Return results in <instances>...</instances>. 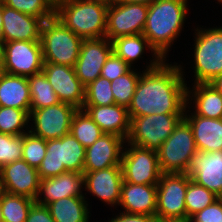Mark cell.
<instances>
[{"mask_svg":"<svg viewBox=\"0 0 222 222\" xmlns=\"http://www.w3.org/2000/svg\"><path fill=\"white\" fill-rule=\"evenodd\" d=\"M115 104L111 90V81L99 76L85 87V102L83 106H105Z\"/></svg>","mask_w":222,"mask_h":222,"instance_id":"d590c367","label":"cell"},{"mask_svg":"<svg viewBox=\"0 0 222 222\" xmlns=\"http://www.w3.org/2000/svg\"><path fill=\"white\" fill-rule=\"evenodd\" d=\"M132 68L114 52L110 54L101 70V77L109 81L128 73Z\"/></svg>","mask_w":222,"mask_h":222,"instance_id":"f35d334b","label":"cell"},{"mask_svg":"<svg viewBox=\"0 0 222 222\" xmlns=\"http://www.w3.org/2000/svg\"><path fill=\"white\" fill-rule=\"evenodd\" d=\"M42 72L62 103L82 109L85 102V86L76 76L74 67L44 62Z\"/></svg>","mask_w":222,"mask_h":222,"instance_id":"5bb4252c","label":"cell"},{"mask_svg":"<svg viewBox=\"0 0 222 222\" xmlns=\"http://www.w3.org/2000/svg\"><path fill=\"white\" fill-rule=\"evenodd\" d=\"M155 0H111V3H144V4H151Z\"/></svg>","mask_w":222,"mask_h":222,"instance_id":"ee69618b","label":"cell"},{"mask_svg":"<svg viewBox=\"0 0 222 222\" xmlns=\"http://www.w3.org/2000/svg\"><path fill=\"white\" fill-rule=\"evenodd\" d=\"M3 43L10 41H40L44 21L2 4Z\"/></svg>","mask_w":222,"mask_h":222,"instance_id":"ffe728a7","label":"cell"},{"mask_svg":"<svg viewBox=\"0 0 222 222\" xmlns=\"http://www.w3.org/2000/svg\"><path fill=\"white\" fill-rule=\"evenodd\" d=\"M2 44L0 43V60H1Z\"/></svg>","mask_w":222,"mask_h":222,"instance_id":"c3c4849f","label":"cell"},{"mask_svg":"<svg viewBox=\"0 0 222 222\" xmlns=\"http://www.w3.org/2000/svg\"><path fill=\"white\" fill-rule=\"evenodd\" d=\"M26 222H55V220L47 206L35 202L29 210Z\"/></svg>","mask_w":222,"mask_h":222,"instance_id":"60d3db41","label":"cell"},{"mask_svg":"<svg viewBox=\"0 0 222 222\" xmlns=\"http://www.w3.org/2000/svg\"><path fill=\"white\" fill-rule=\"evenodd\" d=\"M86 196L65 197L47 205L55 222H90L89 202Z\"/></svg>","mask_w":222,"mask_h":222,"instance_id":"4316f807","label":"cell"},{"mask_svg":"<svg viewBox=\"0 0 222 222\" xmlns=\"http://www.w3.org/2000/svg\"><path fill=\"white\" fill-rule=\"evenodd\" d=\"M187 174L197 184L222 198V150L198 151L191 161Z\"/></svg>","mask_w":222,"mask_h":222,"instance_id":"d6986e66","label":"cell"},{"mask_svg":"<svg viewBox=\"0 0 222 222\" xmlns=\"http://www.w3.org/2000/svg\"><path fill=\"white\" fill-rule=\"evenodd\" d=\"M121 167L123 181L133 184L157 185L162 175L157 151L125 143Z\"/></svg>","mask_w":222,"mask_h":222,"instance_id":"8fae6325","label":"cell"},{"mask_svg":"<svg viewBox=\"0 0 222 222\" xmlns=\"http://www.w3.org/2000/svg\"><path fill=\"white\" fill-rule=\"evenodd\" d=\"M193 103V106L191 105ZM187 107L198 116L211 119L222 118V94L210 83L187 85ZM191 107V108H190ZM194 109H193V108Z\"/></svg>","mask_w":222,"mask_h":222,"instance_id":"d4e9b609","label":"cell"},{"mask_svg":"<svg viewBox=\"0 0 222 222\" xmlns=\"http://www.w3.org/2000/svg\"><path fill=\"white\" fill-rule=\"evenodd\" d=\"M217 4H219V5L222 4V0H217Z\"/></svg>","mask_w":222,"mask_h":222,"instance_id":"681fc988","label":"cell"},{"mask_svg":"<svg viewBox=\"0 0 222 222\" xmlns=\"http://www.w3.org/2000/svg\"><path fill=\"white\" fill-rule=\"evenodd\" d=\"M23 134L10 135L0 133V169L22 159Z\"/></svg>","mask_w":222,"mask_h":222,"instance_id":"74e56055","label":"cell"},{"mask_svg":"<svg viewBox=\"0 0 222 222\" xmlns=\"http://www.w3.org/2000/svg\"><path fill=\"white\" fill-rule=\"evenodd\" d=\"M86 148L71 134L47 141L46 154L38 167L41 179L65 172L83 173Z\"/></svg>","mask_w":222,"mask_h":222,"instance_id":"5b68a950","label":"cell"},{"mask_svg":"<svg viewBox=\"0 0 222 222\" xmlns=\"http://www.w3.org/2000/svg\"><path fill=\"white\" fill-rule=\"evenodd\" d=\"M111 42L113 52L131 68H135V63L140 58H143L142 55L146 50L147 52L151 51L153 55H159L143 34L121 36L113 39Z\"/></svg>","mask_w":222,"mask_h":222,"instance_id":"83f0119b","label":"cell"},{"mask_svg":"<svg viewBox=\"0 0 222 222\" xmlns=\"http://www.w3.org/2000/svg\"><path fill=\"white\" fill-rule=\"evenodd\" d=\"M193 31V62L191 69L194 82L209 83L216 76L222 75V25L203 28L196 24ZM194 64V65H193Z\"/></svg>","mask_w":222,"mask_h":222,"instance_id":"277c9868","label":"cell"},{"mask_svg":"<svg viewBox=\"0 0 222 222\" xmlns=\"http://www.w3.org/2000/svg\"><path fill=\"white\" fill-rule=\"evenodd\" d=\"M183 118L192 129L198 151L215 152L222 150V118L211 119L195 115L187 106Z\"/></svg>","mask_w":222,"mask_h":222,"instance_id":"cb8c5ba5","label":"cell"},{"mask_svg":"<svg viewBox=\"0 0 222 222\" xmlns=\"http://www.w3.org/2000/svg\"><path fill=\"white\" fill-rule=\"evenodd\" d=\"M198 149L189 123L182 118L157 150L162 173H187Z\"/></svg>","mask_w":222,"mask_h":222,"instance_id":"52a82bcc","label":"cell"},{"mask_svg":"<svg viewBox=\"0 0 222 222\" xmlns=\"http://www.w3.org/2000/svg\"><path fill=\"white\" fill-rule=\"evenodd\" d=\"M184 114H153L130 118L127 143L157 151Z\"/></svg>","mask_w":222,"mask_h":222,"instance_id":"9c48e42d","label":"cell"},{"mask_svg":"<svg viewBox=\"0 0 222 222\" xmlns=\"http://www.w3.org/2000/svg\"><path fill=\"white\" fill-rule=\"evenodd\" d=\"M30 102L27 77L0 71V106L26 110L30 114Z\"/></svg>","mask_w":222,"mask_h":222,"instance_id":"484cf974","label":"cell"},{"mask_svg":"<svg viewBox=\"0 0 222 222\" xmlns=\"http://www.w3.org/2000/svg\"><path fill=\"white\" fill-rule=\"evenodd\" d=\"M141 71L132 102L130 118L153 114H184L187 106V80L184 66L168 63L152 55ZM183 66V67H182Z\"/></svg>","mask_w":222,"mask_h":222,"instance_id":"6da1fadb","label":"cell"},{"mask_svg":"<svg viewBox=\"0 0 222 222\" xmlns=\"http://www.w3.org/2000/svg\"><path fill=\"white\" fill-rule=\"evenodd\" d=\"M119 206L125 213L156 216L157 185L123 181Z\"/></svg>","mask_w":222,"mask_h":222,"instance_id":"7402d4cb","label":"cell"},{"mask_svg":"<svg viewBox=\"0 0 222 222\" xmlns=\"http://www.w3.org/2000/svg\"><path fill=\"white\" fill-rule=\"evenodd\" d=\"M148 5L144 3H109L105 37L142 34L146 24Z\"/></svg>","mask_w":222,"mask_h":222,"instance_id":"4fadbf2b","label":"cell"},{"mask_svg":"<svg viewBox=\"0 0 222 222\" xmlns=\"http://www.w3.org/2000/svg\"><path fill=\"white\" fill-rule=\"evenodd\" d=\"M188 222H222V198L196 212Z\"/></svg>","mask_w":222,"mask_h":222,"instance_id":"ab89813d","label":"cell"},{"mask_svg":"<svg viewBox=\"0 0 222 222\" xmlns=\"http://www.w3.org/2000/svg\"><path fill=\"white\" fill-rule=\"evenodd\" d=\"M84 190L102 203L117 207L121 197L123 173L121 165L97 171H83Z\"/></svg>","mask_w":222,"mask_h":222,"instance_id":"2e32d148","label":"cell"},{"mask_svg":"<svg viewBox=\"0 0 222 222\" xmlns=\"http://www.w3.org/2000/svg\"><path fill=\"white\" fill-rule=\"evenodd\" d=\"M70 133L85 147L91 146L104 132L83 109H77L71 120Z\"/></svg>","mask_w":222,"mask_h":222,"instance_id":"f546056e","label":"cell"},{"mask_svg":"<svg viewBox=\"0 0 222 222\" xmlns=\"http://www.w3.org/2000/svg\"><path fill=\"white\" fill-rule=\"evenodd\" d=\"M40 41L44 62L74 67L83 39L54 16L44 21Z\"/></svg>","mask_w":222,"mask_h":222,"instance_id":"8992f818","label":"cell"},{"mask_svg":"<svg viewBox=\"0 0 222 222\" xmlns=\"http://www.w3.org/2000/svg\"><path fill=\"white\" fill-rule=\"evenodd\" d=\"M47 141L33 135L30 131L23 134L22 159L38 169L46 154Z\"/></svg>","mask_w":222,"mask_h":222,"instance_id":"8d00e7d4","label":"cell"},{"mask_svg":"<svg viewBox=\"0 0 222 222\" xmlns=\"http://www.w3.org/2000/svg\"><path fill=\"white\" fill-rule=\"evenodd\" d=\"M2 4L19 12L41 18L43 21L55 16L56 0H0Z\"/></svg>","mask_w":222,"mask_h":222,"instance_id":"e575fe53","label":"cell"},{"mask_svg":"<svg viewBox=\"0 0 222 222\" xmlns=\"http://www.w3.org/2000/svg\"><path fill=\"white\" fill-rule=\"evenodd\" d=\"M188 3V0H155L148 5L142 34L164 60L184 29L189 16Z\"/></svg>","mask_w":222,"mask_h":222,"instance_id":"7a4b0ae2","label":"cell"},{"mask_svg":"<svg viewBox=\"0 0 222 222\" xmlns=\"http://www.w3.org/2000/svg\"><path fill=\"white\" fill-rule=\"evenodd\" d=\"M140 75L138 69L132 68L128 73L111 81L115 104L126 108L130 106Z\"/></svg>","mask_w":222,"mask_h":222,"instance_id":"836d02e7","label":"cell"},{"mask_svg":"<svg viewBox=\"0 0 222 222\" xmlns=\"http://www.w3.org/2000/svg\"><path fill=\"white\" fill-rule=\"evenodd\" d=\"M3 193H4V187H3V182L1 180V174H0V199L3 195Z\"/></svg>","mask_w":222,"mask_h":222,"instance_id":"bcb514c9","label":"cell"},{"mask_svg":"<svg viewBox=\"0 0 222 222\" xmlns=\"http://www.w3.org/2000/svg\"><path fill=\"white\" fill-rule=\"evenodd\" d=\"M0 222H3V216H2L1 206H0Z\"/></svg>","mask_w":222,"mask_h":222,"instance_id":"7dc6e473","label":"cell"},{"mask_svg":"<svg viewBox=\"0 0 222 222\" xmlns=\"http://www.w3.org/2000/svg\"><path fill=\"white\" fill-rule=\"evenodd\" d=\"M76 111L74 106L62 102L32 110L29 131L46 141L61 138L70 133L71 120Z\"/></svg>","mask_w":222,"mask_h":222,"instance_id":"7c38bea8","label":"cell"},{"mask_svg":"<svg viewBox=\"0 0 222 222\" xmlns=\"http://www.w3.org/2000/svg\"><path fill=\"white\" fill-rule=\"evenodd\" d=\"M218 92L222 94V75L216 76L209 82Z\"/></svg>","mask_w":222,"mask_h":222,"instance_id":"7bdbcfd3","label":"cell"},{"mask_svg":"<svg viewBox=\"0 0 222 222\" xmlns=\"http://www.w3.org/2000/svg\"><path fill=\"white\" fill-rule=\"evenodd\" d=\"M30 114L26 110L0 106V133L21 135L29 132Z\"/></svg>","mask_w":222,"mask_h":222,"instance_id":"1f68e13d","label":"cell"},{"mask_svg":"<svg viewBox=\"0 0 222 222\" xmlns=\"http://www.w3.org/2000/svg\"><path fill=\"white\" fill-rule=\"evenodd\" d=\"M0 174L4 192L36 200L40 186L37 168L21 159L3 166Z\"/></svg>","mask_w":222,"mask_h":222,"instance_id":"e0dca14e","label":"cell"},{"mask_svg":"<svg viewBox=\"0 0 222 222\" xmlns=\"http://www.w3.org/2000/svg\"><path fill=\"white\" fill-rule=\"evenodd\" d=\"M35 200L4 192L0 199L3 222H26Z\"/></svg>","mask_w":222,"mask_h":222,"instance_id":"4dcf8cb0","label":"cell"},{"mask_svg":"<svg viewBox=\"0 0 222 222\" xmlns=\"http://www.w3.org/2000/svg\"><path fill=\"white\" fill-rule=\"evenodd\" d=\"M219 198L215 193L190 178L185 195L187 222L192 215L213 204Z\"/></svg>","mask_w":222,"mask_h":222,"instance_id":"d6a6232c","label":"cell"},{"mask_svg":"<svg viewBox=\"0 0 222 222\" xmlns=\"http://www.w3.org/2000/svg\"><path fill=\"white\" fill-rule=\"evenodd\" d=\"M108 6L104 0H56L55 16L82 39L103 38Z\"/></svg>","mask_w":222,"mask_h":222,"instance_id":"3957f363","label":"cell"},{"mask_svg":"<svg viewBox=\"0 0 222 222\" xmlns=\"http://www.w3.org/2000/svg\"><path fill=\"white\" fill-rule=\"evenodd\" d=\"M118 213L109 219L108 222H159L156 216L130 214L122 212L121 209Z\"/></svg>","mask_w":222,"mask_h":222,"instance_id":"b9f144b4","label":"cell"},{"mask_svg":"<svg viewBox=\"0 0 222 222\" xmlns=\"http://www.w3.org/2000/svg\"><path fill=\"white\" fill-rule=\"evenodd\" d=\"M82 191H84L83 173L68 171L55 177L41 179L35 202L47 206L65 197L86 196Z\"/></svg>","mask_w":222,"mask_h":222,"instance_id":"44dd1931","label":"cell"},{"mask_svg":"<svg viewBox=\"0 0 222 222\" xmlns=\"http://www.w3.org/2000/svg\"><path fill=\"white\" fill-rule=\"evenodd\" d=\"M82 109L105 134H114L125 140L130 132L128 108L118 104L105 106H83Z\"/></svg>","mask_w":222,"mask_h":222,"instance_id":"603a6c76","label":"cell"},{"mask_svg":"<svg viewBox=\"0 0 222 222\" xmlns=\"http://www.w3.org/2000/svg\"><path fill=\"white\" fill-rule=\"evenodd\" d=\"M27 80L31 97L30 112L61 102L43 72L27 77Z\"/></svg>","mask_w":222,"mask_h":222,"instance_id":"f1b7e54d","label":"cell"},{"mask_svg":"<svg viewBox=\"0 0 222 222\" xmlns=\"http://www.w3.org/2000/svg\"><path fill=\"white\" fill-rule=\"evenodd\" d=\"M41 41H10L2 43L0 71L30 77L42 72Z\"/></svg>","mask_w":222,"mask_h":222,"instance_id":"30bf717a","label":"cell"},{"mask_svg":"<svg viewBox=\"0 0 222 222\" xmlns=\"http://www.w3.org/2000/svg\"><path fill=\"white\" fill-rule=\"evenodd\" d=\"M187 173H162L157 184L156 217L159 222H187Z\"/></svg>","mask_w":222,"mask_h":222,"instance_id":"ba28073f","label":"cell"},{"mask_svg":"<svg viewBox=\"0 0 222 222\" xmlns=\"http://www.w3.org/2000/svg\"><path fill=\"white\" fill-rule=\"evenodd\" d=\"M0 43H3L2 2L0 1Z\"/></svg>","mask_w":222,"mask_h":222,"instance_id":"f6af8a7d","label":"cell"},{"mask_svg":"<svg viewBox=\"0 0 222 222\" xmlns=\"http://www.w3.org/2000/svg\"><path fill=\"white\" fill-rule=\"evenodd\" d=\"M112 52V42L106 37L83 39L74 69L85 87L101 75L102 67Z\"/></svg>","mask_w":222,"mask_h":222,"instance_id":"9a60e30c","label":"cell"},{"mask_svg":"<svg viewBox=\"0 0 222 222\" xmlns=\"http://www.w3.org/2000/svg\"><path fill=\"white\" fill-rule=\"evenodd\" d=\"M126 140L114 134H103L86 148L83 171H97L121 165Z\"/></svg>","mask_w":222,"mask_h":222,"instance_id":"ac0fdd59","label":"cell"}]
</instances>
